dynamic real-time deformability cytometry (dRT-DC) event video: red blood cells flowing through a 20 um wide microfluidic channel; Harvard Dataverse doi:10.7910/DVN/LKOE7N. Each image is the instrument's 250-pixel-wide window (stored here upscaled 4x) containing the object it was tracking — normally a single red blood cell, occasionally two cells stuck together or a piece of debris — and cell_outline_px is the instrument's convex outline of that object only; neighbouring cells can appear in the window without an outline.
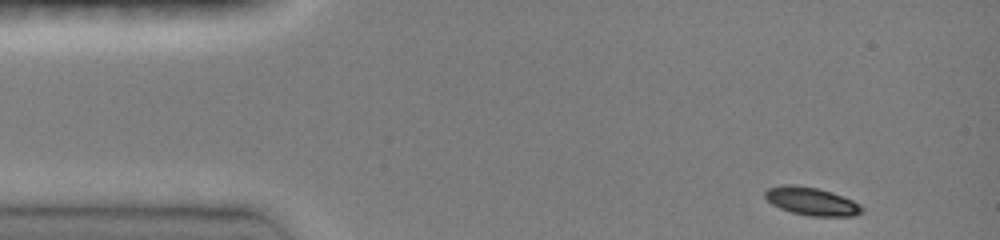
{"species": "common noctule bat (a hibernating species)", "species_latin": "Nyctalus noctula", "temperature_condition": "room temperature", "stored_images_in_passage": 22, "camera_frame_rate_fps": 3000, "um_per_image_px": 0.085, "animal": {"sex": "female", "body_mass_g": 19.0, "forearm_length_mm": 51.5}, "frame": {"image": 1, "passage_image": 1, "time_ms": 0.0, "image_size_px": [1000, 240], "cell_outline_px": [[864, 212], [856, 216], [808, 216], [792, 212], [780, 208], [772, 204], [764, 196], [764, 192], [768, 188], [784, 184], [796, 184], [816, 188], [832, 192], [852, 200], [860, 204], [864, 208]], "centroid_in_image_um": [69.0, 17.11], "position_along_channel_um": 16.0, "area_um2": 15.95}}
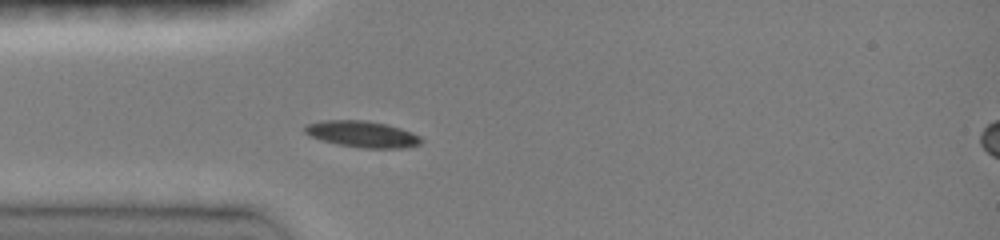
{"frame": {"image": 2, "passage_image": 19, "time_ms": 3.0, "image_size_px": [1000, 240], "cell_outline_px": [[424, 140], [420, 144], [404, 148], [364, 148], [336, 144], [312, 136], [304, 132], [304, 128], [308, 124], [324, 120], [368, 120], [400, 128], [412, 132], [420, 136]], "centroid_in_image_um": [30.84, 11.4], "position_along_channel_um": 54.2, "area_um2": 17.74}}